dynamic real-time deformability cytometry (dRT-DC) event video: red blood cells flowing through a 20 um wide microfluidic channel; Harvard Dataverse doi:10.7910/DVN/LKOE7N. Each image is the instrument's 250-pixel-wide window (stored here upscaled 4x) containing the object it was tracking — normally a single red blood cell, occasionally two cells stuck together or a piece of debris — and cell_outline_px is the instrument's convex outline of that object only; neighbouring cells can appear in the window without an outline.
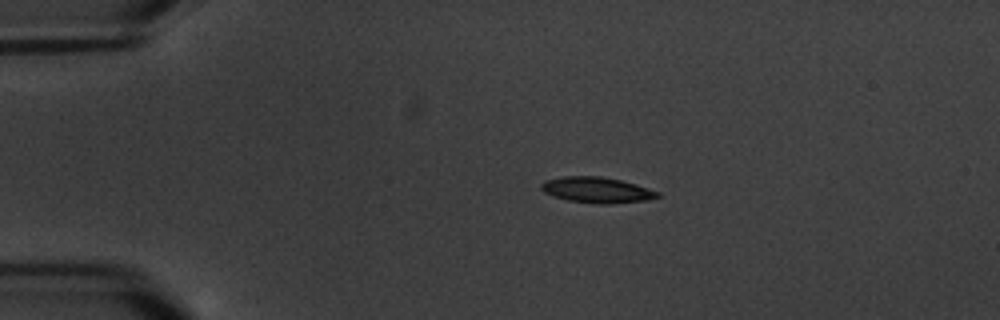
{"species": "common noctule bat (a hibernating species)", "species_latin": "Nyctalus noctula", "temperature_condition": "warm", "stored_images_in_passage": 4, "camera_frame_rate_fps": 3000, "um_per_image_px": 0.085, "animal": {"sex": "male", "body_mass_g": 20.1, "forearm_length_mm": 53.5}, "frame": {"image": 1, "passage_image": 1, "time_ms": 0.0, "image_size_px": [1000, 320], "cell_outline_px": [[660, 196], [648, 200], [608, 204], [600, 204], [568, 200], [552, 196], [544, 192], [540, 188], [540, 184], [544, 180], [564, 176], [600, 176], [620, 180], [660, 192]], "centroid_in_image_um": [50.69, 16.15], "position_along_channel_um": 34.3, "area_um2": 17.4}}
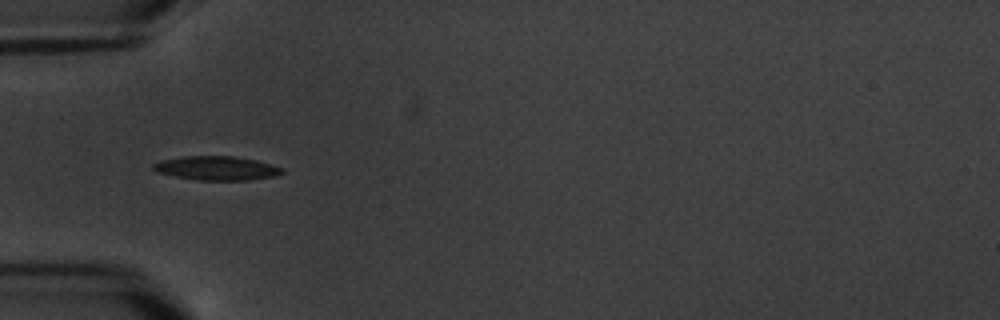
{"frame": {"image": 2, "passage_image": 3, "time_ms": 2.333, "image_size_px": [1000, 320], "cell_outline_px": [[284, 172], [276, 176], [248, 180], [200, 180], [176, 176], [156, 172], [152, 168], [152, 164], [160, 160], [180, 156], [232, 156], [256, 160], [284, 168]], "centroid_in_image_um": [18.4, 14.29], "position_along_channel_um": 66.6, "area_um2": 18.03}}